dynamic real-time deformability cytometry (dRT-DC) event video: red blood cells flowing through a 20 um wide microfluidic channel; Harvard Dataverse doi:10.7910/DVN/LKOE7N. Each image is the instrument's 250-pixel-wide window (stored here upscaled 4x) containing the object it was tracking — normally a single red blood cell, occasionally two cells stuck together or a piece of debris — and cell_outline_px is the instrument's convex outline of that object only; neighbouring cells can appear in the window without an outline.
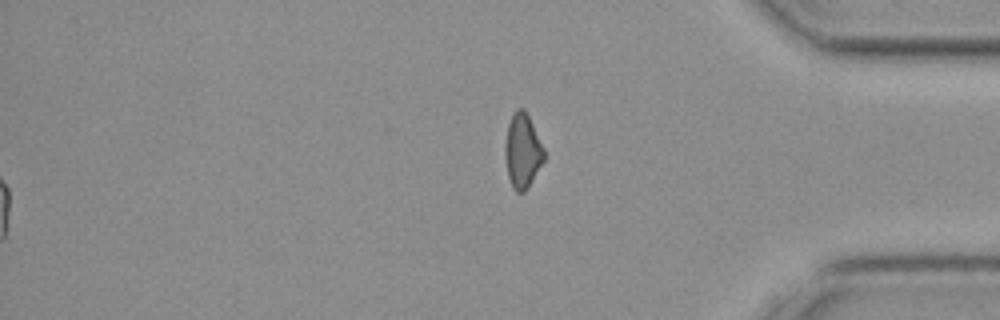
{"species": "common noctule bat (a hibernating species)", "species_latin": "Nyctalus noctula", "temperature_condition": "cold", "stored_images_in_passage": 43, "segment_of_instrument_passage": [2, 2], "camera_frame_rate_fps": 3000, "um_per_image_px": 0.085, "animal": {"sex": "female", "body_mass_g": 19.3, "forearm_length_mm": 54.1}, "frame": {"image": 1, "passage_image": 43, "time_ms": 14.0, "image_size_px": [1000, 320], "cell_outline_px": [[544, 160], [528, 188], [524, 192], [516, 192], [512, 188], [508, 176], [504, 152], [504, 144], [508, 124], [512, 112], [516, 108], [524, 108], [544, 148]], "centroid_in_image_um": [44.39, 12.82], "position_along_channel_um": 390.8, "area_um2": 16.99}}